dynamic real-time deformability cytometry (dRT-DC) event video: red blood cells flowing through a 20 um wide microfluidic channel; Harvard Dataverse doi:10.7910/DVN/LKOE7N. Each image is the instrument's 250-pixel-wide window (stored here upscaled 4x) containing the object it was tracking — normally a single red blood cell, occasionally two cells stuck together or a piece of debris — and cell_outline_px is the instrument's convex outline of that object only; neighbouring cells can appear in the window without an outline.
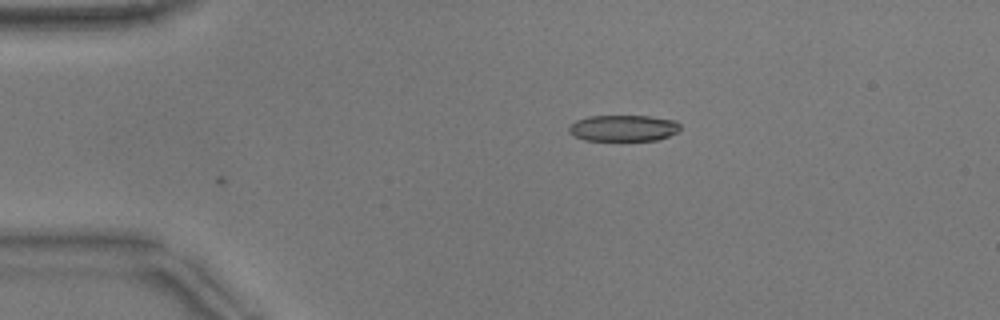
{"species": "common noctule bat (a hibernating species)", "species_latin": "Nyctalus noctula", "temperature_condition": "warm", "stored_images_in_passage": 33, "camera_frame_rate_fps": 3000, "um_per_image_px": 0.085, "animal": {"sex": "male", "body_mass_g": 17.9}, "frame": {"image": 1, "passage_image": 1, "time_ms": 0.0, "image_size_px": [1000, 320], "cell_outline_px": [[680, 132], [656, 140], [584, 140], [568, 132], [568, 128], [576, 120], [588, 116], [652, 116], [676, 120], [680, 124]], "centroid_in_image_um": [53.03, 10.88], "position_along_channel_um": 32.0, "area_um2": 17.11}}
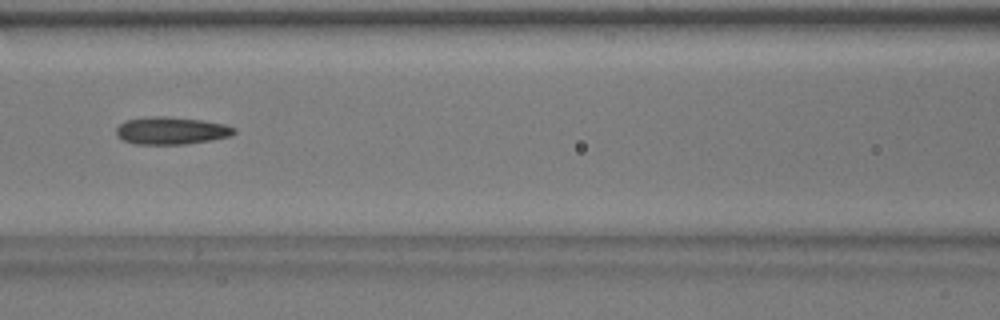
{"frame": {"image": 2, "passage_image": 14, "time_ms": 4.333, "image_size_px": [1000, 320], "cell_outline_px": [[236, 132], [232, 136], [212, 140], [184, 144], [136, 144], [124, 140], [116, 136], [116, 128], [124, 120], [152, 116], [164, 116], [200, 120], [224, 124], [236, 128]], "centroid_in_image_um": [14.56, 11.1], "position_along_channel_um": 152.0, "area_um2": 18.9}}
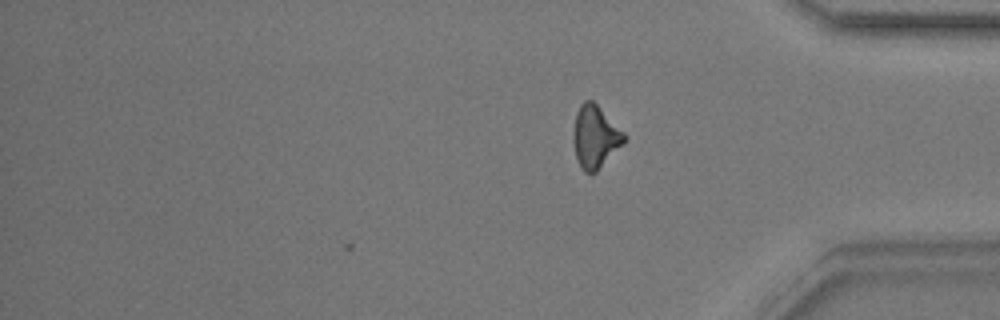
{"frame": {"image": 3, "passage_image": 33, "time_ms": 10.667, "image_size_px": [1000, 320], "cell_outline_px": [[624, 144], [596, 172], [584, 172], [576, 156], [572, 140], [572, 132], [576, 112], [580, 104], [584, 100], [592, 100], [624, 132]], "centroid_in_image_um": [50.57, 11.62], "position_along_channel_um": 384.6, "area_um2": 18.44}, "authors_computed_cell_mechanics": {"area_um2": 18.496, "velocity_mm_per_s": 3.8775, "shape_relaxation_time_tau1_ms": 6.2281, "shape_relaxation_time_tau2_ms": 3.7676, "deformation_change_tau1": 0.1624, "deformation_change_tau2": 0.1335}}